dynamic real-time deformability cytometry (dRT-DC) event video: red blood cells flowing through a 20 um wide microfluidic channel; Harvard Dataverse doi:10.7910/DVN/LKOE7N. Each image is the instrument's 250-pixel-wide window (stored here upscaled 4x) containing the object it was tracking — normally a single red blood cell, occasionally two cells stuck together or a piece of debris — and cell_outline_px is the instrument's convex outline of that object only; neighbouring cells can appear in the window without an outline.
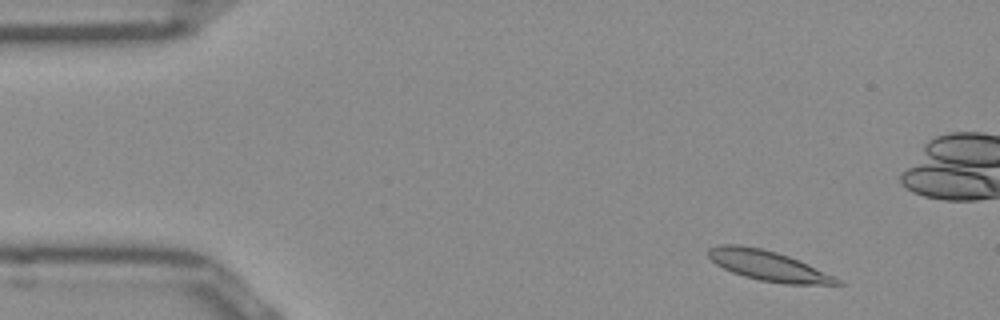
{"species": "Egyptian fruit bat (a non-hibernating species)", "species_latin": "Rousettus aegyptiacus", "temperature_condition": "room temperature", "stored_images_in_passage": 50, "camera_frame_rate_fps": 3000, "um_per_image_px": 0.085, "frame": {"image": 1, "passage_image": 3, "time_ms": 0.667, "image_size_px": [1000, 320], "cell_outline_px": [[844, 284], [784, 284], [760, 280], [744, 276], [732, 272], [716, 264], [708, 256], [708, 248], [720, 244], [736, 244], [760, 248], [776, 252], [788, 256], [808, 264], [840, 280]], "centroid_in_image_um": [65.24, 22.57], "position_along_channel_um": 19.8, "area_um2": 22.2}}
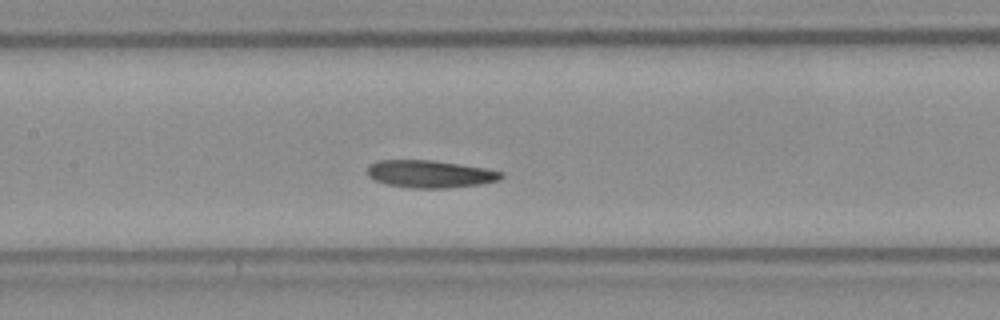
{"frame": {"image": 2, "passage_image": 21, "time_ms": 6.667, "image_size_px": [1000, 320], "cell_outline_px": [[504, 176], [500, 180], [480, 184], [448, 188], [408, 188], [388, 184], [376, 180], [368, 176], [368, 168], [372, 164], [380, 160], [432, 160], [488, 168], [504, 172]], "centroid_in_image_um": [36.62, 14.79], "position_along_channel_um": 170.8, "area_um2": 21.44}}
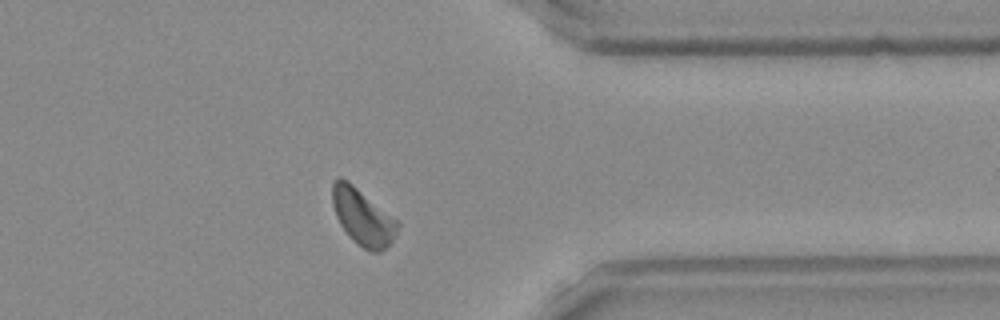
{"frame": {"image": 3, "passage_image": 38, "time_ms": 12.333, "image_size_px": [1000, 320], "cell_outline_px": [[400, 224], [392, 240], [380, 252], [372, 252], [356, 244], [348, 236], [340, 224], [336, 216], [332, 204], [332, 180], [340, 176], [348, 180], [396, 220]], "centroid_in_image_um": [30.78, 18.43], "position_along_channel_um": 380.6, "area_um2": 21.21}, "authors_computed_cell_mechanics": {"area_um2": 21.3282, "velocity_mm_per_s": 3.9109, "shape_relaxation_time_tau1_ms": 8.2992, "shape_relaxation_time_tau2_ms": 1.7597, "deformation_change_tau1": 0.1848, "deformation_change_tau2": 0.0759}}